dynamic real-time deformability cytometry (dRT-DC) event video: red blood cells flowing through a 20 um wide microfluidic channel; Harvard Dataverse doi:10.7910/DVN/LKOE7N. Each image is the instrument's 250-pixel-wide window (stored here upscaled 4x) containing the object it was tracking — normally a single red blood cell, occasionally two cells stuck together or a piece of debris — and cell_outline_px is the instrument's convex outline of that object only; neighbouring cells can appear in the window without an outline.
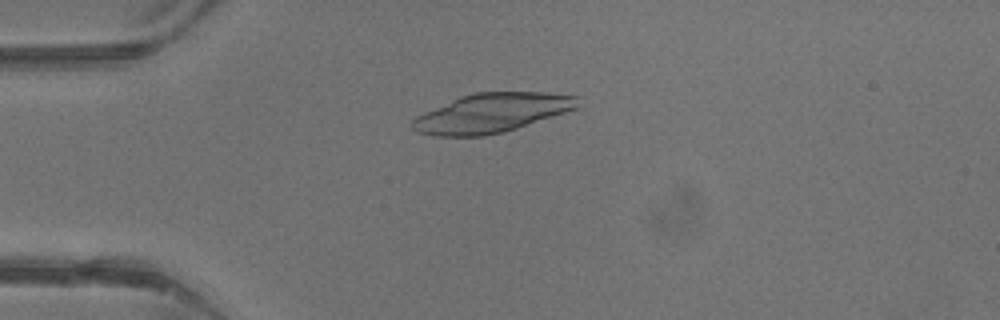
{"species": "common noctule bat (a hibernating species)", "species_latin": "Nyctalus noctula", "temperature_condition": "warm", "stored_images_in_passage": 42, "camera_frame_rate_fps": 3000, "um_per_image_px": 0.085, "animal": {"sex": "male", "body_mass_g": 13.3}, "frame": {"image": 1, "passage_image": 11, "time_ms": 3.333, "image_size_px": [1000, 320], "cell_outline_px": [[580, 96], [576, 108], [504, 132], [484, 136], [436, 136], [416, 132], [412, 128], [412, 120], [416, 116], [424, 112], [460, 96], [476, 92], [544, 92]], "centroid_in_image_um": [41.76, 9.6], "position_along_channel_um": 43.2, "area_um2": 37.45}}
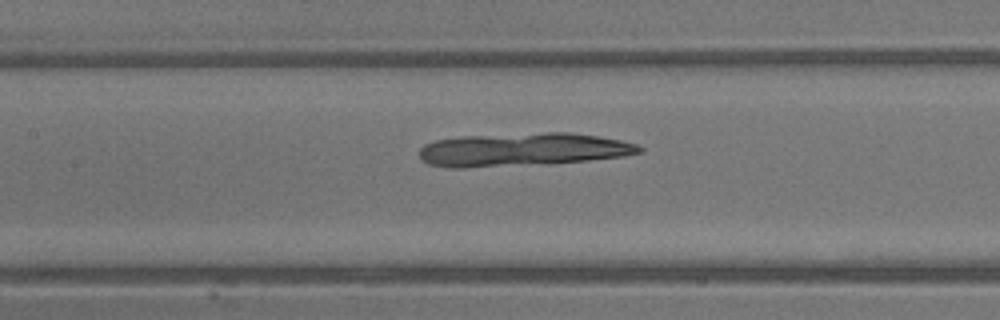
{"frame": {"image": 2, "passage_image": 20, "time_ms": 6.333, "image_size_px": [1000, 320], "cell_outline_px": [[644, 152], [624, 156], [588, 160], [464, 168], [452, 168], [428, 164], [420, 160], [420, 148], [424, 144], [436, 140], [460, 136], [544, 132], [572, 132], [620, 140], [636, 144], [644, 148]], "centroid_in_image_um": [44.4, 12.7], "position_along_channel_um": 163.0, "area_um2": 42.48}}
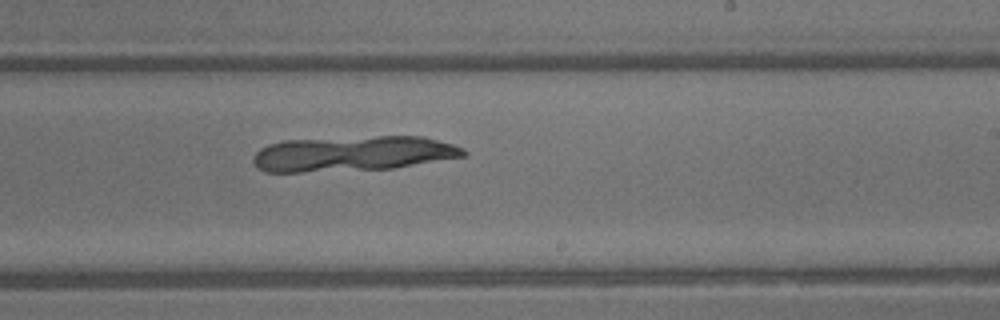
{"frame": {"image": 3, "passage_image": 26, "time_ms": 8.333, "image_size_px": [1000, 320], "cell_outline_px": [[468, 152], [464, 156], [392, 168], [304, 172], [264, 172], [252, 160], [252, 156], [260, 148], [268, 144], [284, 140], [376, 136], [424, 136], [452, 144], [464, 148]], "centroid_in_image_um": [29.97, 13.05], "position_along_channel_um": 259.0, "area_um2": 43.06}}